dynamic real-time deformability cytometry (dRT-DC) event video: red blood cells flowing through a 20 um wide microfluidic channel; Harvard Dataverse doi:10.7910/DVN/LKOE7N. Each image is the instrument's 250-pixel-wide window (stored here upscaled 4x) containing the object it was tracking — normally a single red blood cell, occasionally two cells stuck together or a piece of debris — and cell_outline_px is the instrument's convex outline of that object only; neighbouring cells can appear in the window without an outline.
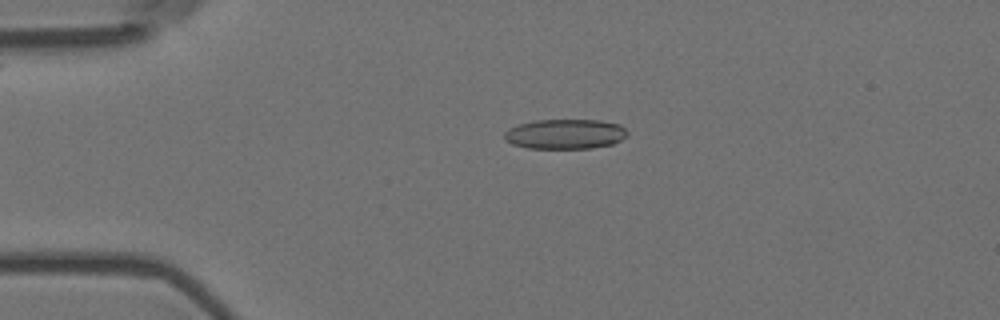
{"species": "Egyptian fruit bat (a non-hibernating species)", "species_latin": "Rousettus aegyptiacus", "temperature_condition": "room temperature", "stored_images_in_passage": 57, "camera_frame_rate_fps": 3000, "um_per_image_px": 0.085, "animal": {"sex": "female"}, "frame": {"image": 1, "passage_image": 13, "time_ms": 4.0, "image_size_px": [1000, 320], "cell_outline_px": [[628, 136], [612, 144], [592, 148], [528, 148], [512, 144], [504, 140], [504, 132], [508, 128], [520, 124], [536, 120], [600, 120], [620, 124], [628, 132]], "centroid_in_image_um": [48.04, 11.39], "position_along_channel_um": 37.0, "area_um2": 21.5}}
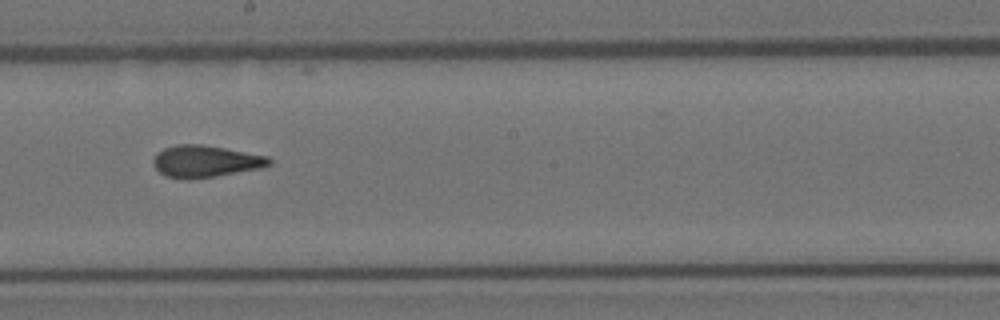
{"frame": {"image": 2, "passage_image": 32, "time_ms": 10.333, "image_size_px": [1000, 320], "cell_outline_px": [[272, 164], [260, 168], [216, 176], [188, 180], [180, 180], [164, 176], [152, 164], [152, 160], [156, 152], [164, 148], [176, 144], [200, 144], [224, 148], [268, 156], [272, 160]], "centroid_in_image_um": [17.41, 13.72], "position_along_channel_um": 230.8, "area_um2": 21.79}}
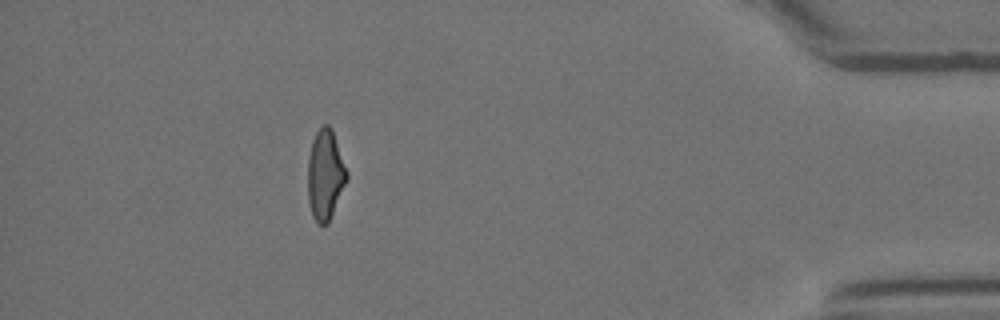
{"frame": {"image": 3, "passage_image": 51, "time_ms": 16.667, "image_size_px": [1000, 320], "cell_outline_px": [[348, 176], [328, 224], [320, 224], [312, 216], [308, 200], [308, 156], [312, 140], [316, 132], [324, 124], [328, 124], [332, 128], [348, 172]], "centroid_in_image_um": [27.64, 14.83], "position_along_channel_um": 407.6, "area_um2": 20.4}, "authors_computed_cell_mechanics": {"area_um2": 21.386, "velocity_mm_per_s": 3.6127, "shape_relaxation_time_tau1_ms": null, "shape_relaxation_time_tau2_ms": 2.1176, "deformation_change_tau1": null, "deformation_change_tau2": 0.1136}}